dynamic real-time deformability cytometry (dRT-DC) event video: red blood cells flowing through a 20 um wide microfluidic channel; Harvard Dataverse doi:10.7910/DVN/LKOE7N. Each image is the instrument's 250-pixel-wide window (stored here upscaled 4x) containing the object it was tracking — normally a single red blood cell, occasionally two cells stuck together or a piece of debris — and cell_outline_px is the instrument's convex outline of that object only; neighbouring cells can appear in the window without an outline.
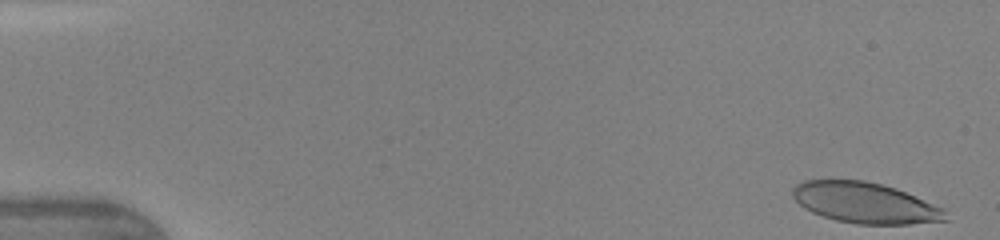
{"species": "human", "species_latin": "Homo sapiens", "temperature_condition": "warm", "stored_images_in_passage": 46, "camera_frame_rate_fps": 3000, "um_per_image_px": 0.085, "donor": {"sex": "female"}, "frame": {"image": 1, "passage_image": 1, "time_ms": 0.0, "image_size_px": [1000, 240], "cell_outline_px": [[948, 220], [908, 224], [856, 224], [836, 220], [812, 212], [804, 208], [792, 196], [792, 188], [796, 184], [804, 180], [864, 180], [896, 188], [944, 208]], "centroid_in_image_um": [73.52, 17.24], "position_along_channel_um": 11.5, "area_um2": 36.18}}
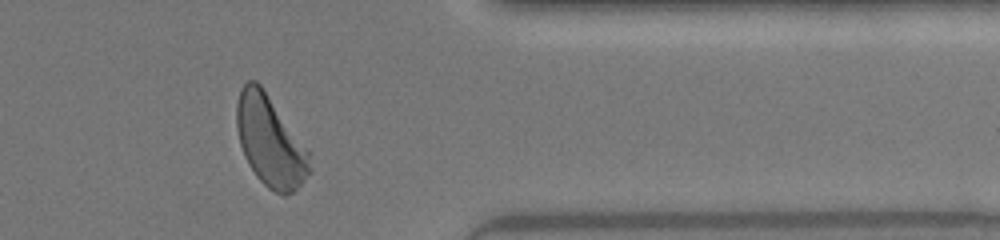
{"frame": {"image": 2, "passage_image": 38, "time_ms": 12.333, "image_size_px": [1000, 240], "cell_outline_px": [[312, 172], [292, 192], [284, 196], [268, 188], [256, 176], [248, 164], [244, 156], [240, 144], [236, 124], [236, 104], [240, 88], [248, 80], [256, 80], [260, 84], [308, 152], [312, 168]], "centroid_in_image_um": [22.93, 12.02], "position_along_channel_um": 388.5, "area_um2": 37.97}}
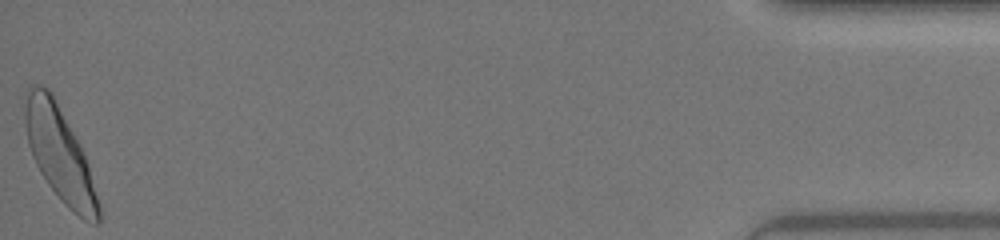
{"frame": {"image": 3, "passage_image": 46, "time_ms": 15.0, "image_size_px": [1000, 240], "cell_outline_px": [[100, 220], [96, 224], [92, 224], [84, 220], [68, 208], [64, 204], [48, 184], [40, 172], [32, 156], [28, 144], [24, 124], [24, 108], [28, 88], [32, 84], [40, 84], [48, 88], [52, 92], [88, 164], [100, 204]], "centroid_in_image_um": [5.05, 13.1], "position_along_channel_um": 430.2, "area_um2": 39.82}, "authors_computed_cell_mechanics": {"area_um2": 38.3503, "velocity_mm_per_s": 4.3251, "shape_relaxation_time_tau1_ms": 3.2208, "shape_relaxation_time_tau2_ms": 0.7112, "deformation_change_tau1": 0.1619, "deformation_change_tau2": 0.0686}}